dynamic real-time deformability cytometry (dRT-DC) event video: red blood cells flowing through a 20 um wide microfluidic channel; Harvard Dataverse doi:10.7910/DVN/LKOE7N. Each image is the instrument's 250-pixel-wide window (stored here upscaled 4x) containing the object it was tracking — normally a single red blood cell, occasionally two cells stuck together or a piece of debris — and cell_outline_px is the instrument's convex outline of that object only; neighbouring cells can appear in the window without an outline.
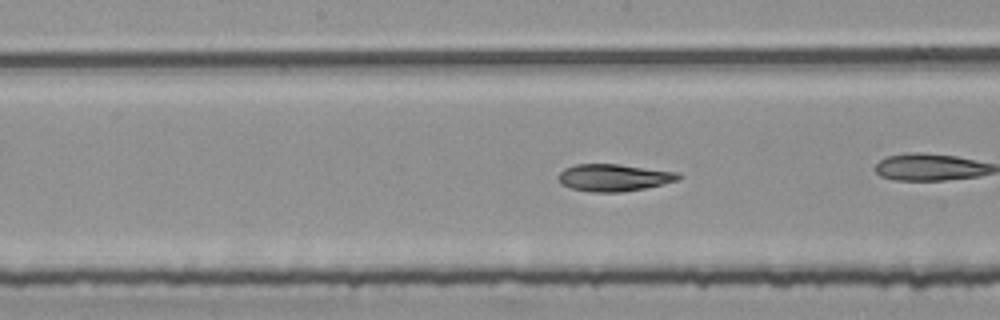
{"species": "common noctule bat (a hibernating species)", "species_latin": "Nyctalus noctula", "temperature_condition": "room temperature", "stored_images_in_passage": 48, "camera_frame_rate_fps": 3000, "um_per_image_px": 0.085, "animal": {"sex": "female", "body_mass_g": 25.1}, "frame": {"image": 1, "passage_image": 21, "time_ms": 6.667, "image_size_px": [1000, 320], "cell_outline_px": [[684, 176], [680, 180], [644, 188], [620, 192], [592, 192], [572, 188], [560, 184], [556, 176], [564, 168], [576, 164], [620, 164], [680, 172]], "centroid_in_image_um": [52.2, 15.08], "position_along_channel_um": 196.0, "area_um2": 19.25}, "authors_computed_cell_mechanics": {"area_um2": 19.1896, "velocity_mm_per_s": 3.7598, "shape_relaxation_time_tau1_ms": null, "shape_relaxation_time_tau2_ms": 6.2868, "deformation_change_tau1": null, "deformation_change_tau2": 0.1102}}